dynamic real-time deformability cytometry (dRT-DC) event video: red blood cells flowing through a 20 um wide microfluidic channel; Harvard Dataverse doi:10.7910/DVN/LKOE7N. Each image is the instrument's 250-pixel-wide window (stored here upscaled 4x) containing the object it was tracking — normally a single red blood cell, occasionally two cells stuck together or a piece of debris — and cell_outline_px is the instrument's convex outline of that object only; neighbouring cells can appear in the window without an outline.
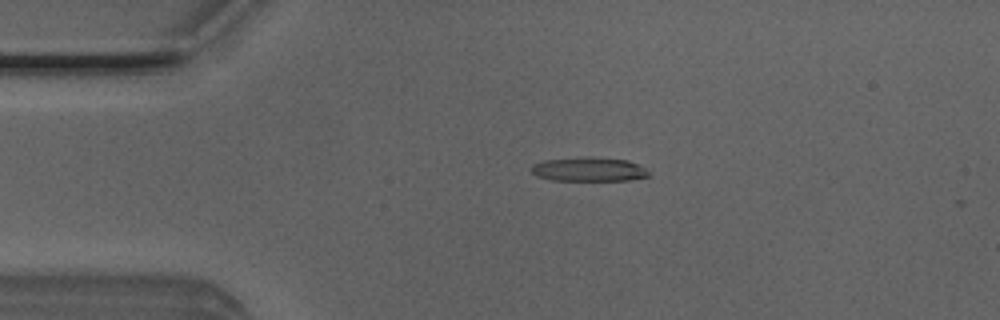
{"species": "Egyptian fruit bat (a non-hibernating species)", "species_latin": "Rousettus aegyptiacus", "temperature_condition": "room temperature", "stored_images_in_passage": 14, "camera_frame_rate_fps": 3000, "um_per_image_px": 0.085, "animal": {"sex": "male"}, "frame": {"image": 1, "passage_image": 10, "time_ms": 3.0, "image_size_px": [1000, 320], "cell_outline_px": [[652, 176], [628, 180], [552, 180], [536, 176], [528, 168], [532, 164], [544, 160], [588, 156], [628, 160], [640, 164]], "centroid_in_image_um": [50.04, 14.38], "position_along_channel_um": 35.0, "area_um2": 16.7}}